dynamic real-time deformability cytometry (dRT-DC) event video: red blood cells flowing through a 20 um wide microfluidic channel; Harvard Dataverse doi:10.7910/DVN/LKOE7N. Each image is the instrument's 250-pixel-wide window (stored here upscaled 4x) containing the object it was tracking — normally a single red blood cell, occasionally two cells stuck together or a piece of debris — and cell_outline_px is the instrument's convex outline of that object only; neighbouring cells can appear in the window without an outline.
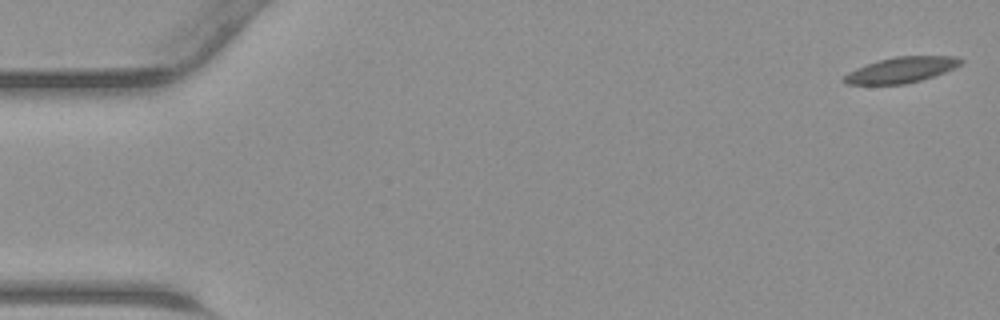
{"species": "common noctule bat (a hibernating species)", "species_latin": "Nyctalus noctula", "temperature_condition": "warm", "stored_images_in_passage": 46, "camera_frame_rate_fps": 3000, "um_per_image_px": 0.085, "animal": {"sex": "male", "body_mass_g": 23.1, "forearm_length_mm": 52.7}, "frame": {"image": 1, "passage_image": 1, "time_ms": 0.0, "image_size_px": [1000, 320], "cell_outline_px": [[964, 60], [960, 64], [944, 72], [920, 80], [904, 84], [844, 84], [840, 80], [848, 72], [856, 68], [880, 60], [896, 56], [956, 56]], "centroid_in_image_um": [76.57, 5.94], "position_along_channel_um": 8.4, "area_um2": 17.22}}
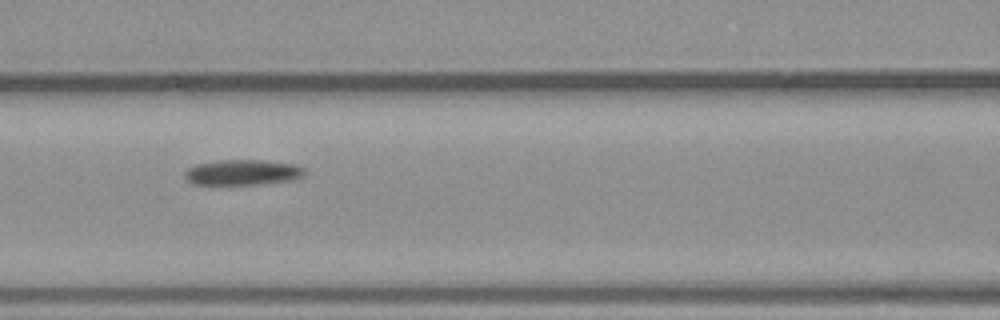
{"frame": {"image": 2, "passage_image": 20, "time_ms": 6.333, "image_size_px": [1000, 320], "cell_outline_px": [[304, 176], [296, 180], [260, 184], [212, 188], [192, 184], [184, 176], [184, 172], [188, 168], [196, 164], [220, 160], [260, 160], [296, 164], [304, 168]], "centroid_in_image_um": [20.56, 14.71], "position_along_channel_um": 146.0, "area_um2": 18.84}}
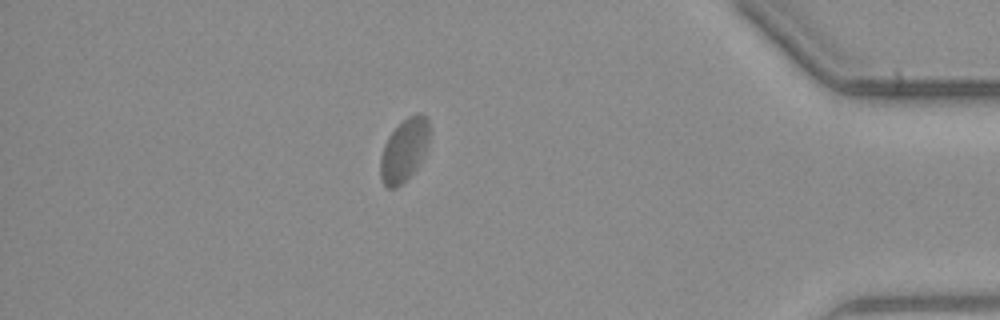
{"frame": {"image": 3, "passage_image": 40, "time_ms": 13.0, "image_size_px": [1000, 320], "cell_outline_px": [[428, 144], [416, 168], [396, 188], [388, 188], [380, 180], [380, 156], [384, 144], [388, 136], [408, 116], [416, 112], [420, 112], [428, 116]], "centroid_in_image_um": [34.33, 12.73], "position_along_channel_um": 400.9, "area_um2": 17.74}}